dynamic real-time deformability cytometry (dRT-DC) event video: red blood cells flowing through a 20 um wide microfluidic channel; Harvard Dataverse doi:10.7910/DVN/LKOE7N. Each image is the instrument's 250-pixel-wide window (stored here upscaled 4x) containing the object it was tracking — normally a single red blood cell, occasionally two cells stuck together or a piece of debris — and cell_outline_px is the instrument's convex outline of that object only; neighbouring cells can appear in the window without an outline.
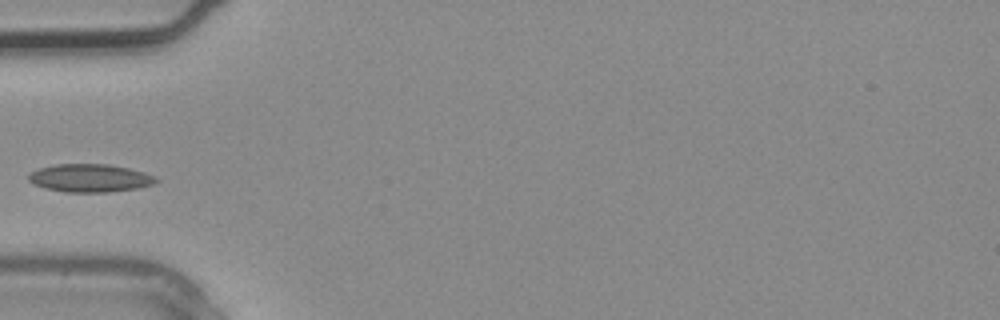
{"species": "common noctule bat (a hibernating species)", "species_latin": "Nyctalus noctula", "temperature_condition": "warm", "stored_images_in_passage": 3, "camera_frame_rate_fps": 3000, "um_per_image_px": 0.085, "animal": {"sex": "male", "body_mass_g": 20.4}, "frame": {"image": 1, "passage_image": 3, "time_ms": 0.667, "image_size_px": [1000, 320], "cell_outline_px": [[160, 180], [152, 184], [136, 188], [108, 192], [64, 192], [44, 188], [32, 184], [28, 180], [28, 176], [32, 172], [40, 168], [56, 164], [108, 164], [128, 168], [144, 172], [156, 176]], "centroid_in_image_um": [7.64, 15.14], "position_along_channel_um": 77.4, "area_um2": 20.81}}